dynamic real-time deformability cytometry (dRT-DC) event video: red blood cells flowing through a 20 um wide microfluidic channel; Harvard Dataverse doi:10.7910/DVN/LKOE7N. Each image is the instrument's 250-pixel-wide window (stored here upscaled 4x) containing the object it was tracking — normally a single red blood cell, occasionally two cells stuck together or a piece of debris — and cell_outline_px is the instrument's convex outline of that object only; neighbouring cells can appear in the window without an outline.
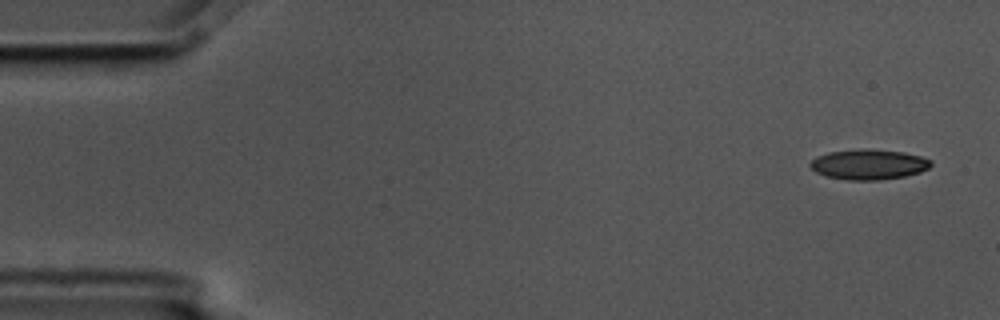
{"species": "common noctule bat (a hibernating species)", "species_latin": "Nyctalus noctula", "temperature_condition": "cold", "stored_images_in_passage": 4, "camera_frame_rate_fps": 3000, "um_per_image_px": 0.085, "animal": {"sex": "male", "body_mass_g": 17.5, "forearm_length_mm": 52.3}, "frame": {"image": 1, "passage_image": 1, "time_ms": 0.0, "image_size_px": [1000, 320], "cell_outline_px": [[932, 164], [928, 168], [920, 172], [904, 176], [880, 180], [848, 180], [824, 176], [816, 172], [808, 164], [816, 156], [828, 152], [864, 148], [868, 148], [904, 152], [920, 156], [932, 160]], "centroid_in_image_um": [73.82, 13.97], "position_along_channel_um": 11.2, "area_um2": 21.44}}